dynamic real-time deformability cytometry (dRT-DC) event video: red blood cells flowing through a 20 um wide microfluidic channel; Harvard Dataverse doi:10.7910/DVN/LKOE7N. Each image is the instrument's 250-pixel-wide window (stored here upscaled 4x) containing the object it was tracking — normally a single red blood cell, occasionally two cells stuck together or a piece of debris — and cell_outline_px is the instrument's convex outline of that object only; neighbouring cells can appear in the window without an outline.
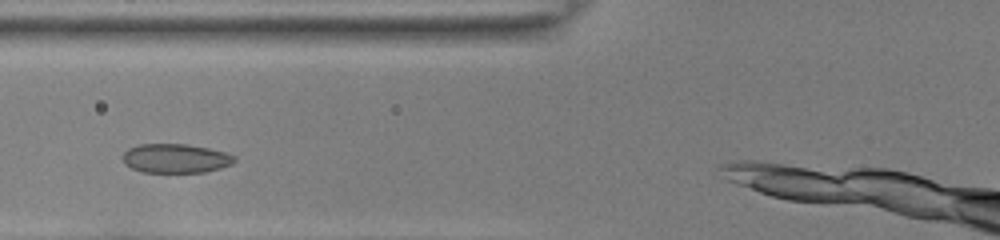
{"species": "common noctule bat (a hibernating species)", "species_latin": "Nyctalus noctula", "temperature_condition": "room temperature", "stored_images_in_passage": 34, "camera_frame_rate_fps": 3000, "um_per_image_px": 0.085, "animal": {"sex": "female", "body_mass_g": 22.0, "forearm_length_mm": 56.7}, "frame": {"image": 1, "passage_image": 9, "time_ms": 2.667, "image_size_px": [1000, 240], "cell_outline_px": [[236, 160], [232, 164], [220, 168], [204, 172], [140, 172], [124, 164], [124, 152], [128, 148], [136, 144], [188, 144], [228, 152], [236, 156]], "centroid_in_image_um": [14.95, 13.45], "position_along_channel_um": 110.9, "area_um2": 19.13}}
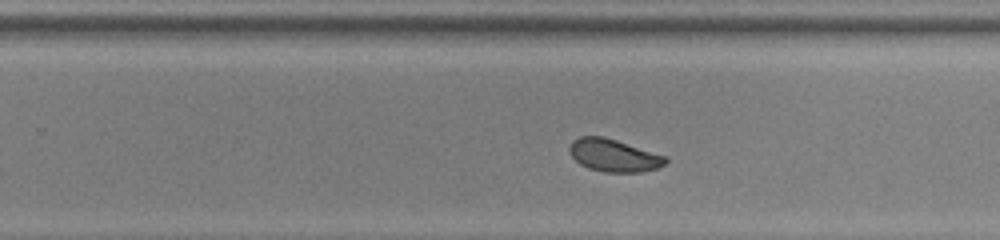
{"frame": {"image": 2, "passage_image": 22, "time_ms": 7.0, "image_size_px": [1000, 240], "cell_outline_px": [[668, 160], [660, 168], [640, 172], [604, 172], [588, 168], [580, 164], [572, 156], [568, 148], [572, 140], [580, 136], [604, 136], [668, 156]], "centroid_in_image_um": [52.19, 13.2], "position_along_channel_um": 277.6, "area_um2": 18.44}}
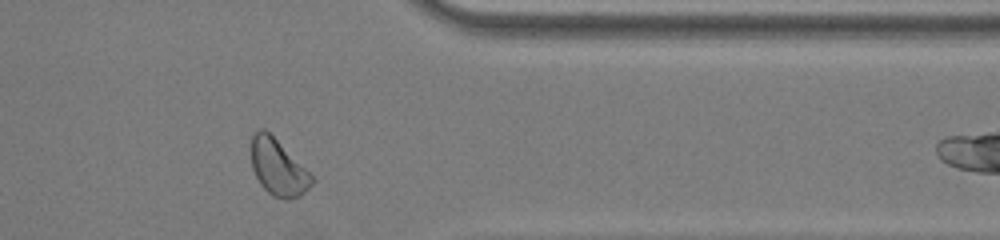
{"frame": {"image": 3, "passage_image": 31, "time_ms": 10.0, "image_size_px": [1000, 240], "cell_outline_px": [[316, 180], [300, 196], [288, 200], [272, 196], [260, 184], [252, 168], [252, 136], [260, 128], [264, 128]], "centroid_in_image_um": [23.62, 14.28], "position_along_channel_um": 387.8, "area_um2": 19.25}}